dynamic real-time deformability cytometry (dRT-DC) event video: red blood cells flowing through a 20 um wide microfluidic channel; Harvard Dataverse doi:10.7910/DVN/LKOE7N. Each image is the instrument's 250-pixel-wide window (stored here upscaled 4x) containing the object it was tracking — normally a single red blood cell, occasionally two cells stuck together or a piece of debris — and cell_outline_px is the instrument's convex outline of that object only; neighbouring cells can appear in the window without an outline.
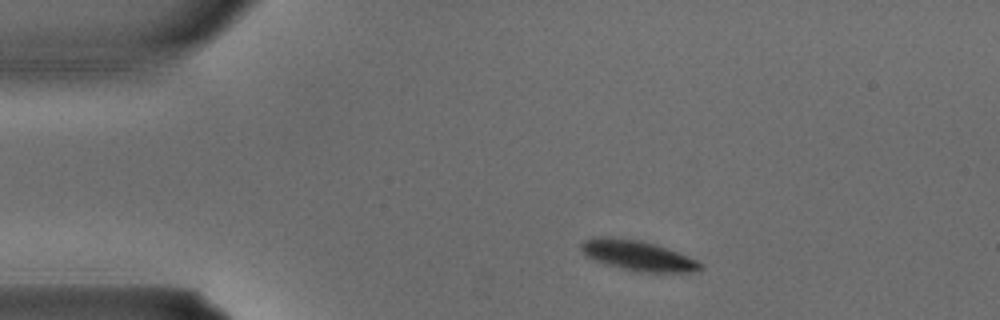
{"species": "common noctule bat (a hibernating species)", "species_latin": "Nyctalus noctula", "temperature_condition": "warm", "stored_images_in_passage": 2, "camera_frame_rate_fps": 3000, "um_per_image_px": 0.085, "animal": {"sex": "male", "body_mass_g": 15.6}, "frame": {"image": 1, "passage_image": 1, "time_ms": 0.0, "image_size_px": [1000, 320], "cell_outline_px": [[704, 268], [692, 272], [640, 272], [620, 268], [604, 264], [584, 256], [580, 252], [580, 244], [584, 240], [592, 236], [608, 236], [640, 240], [656, 244], [688, 256], [704, 264]], "centroid_in_image_um": [54.15, 21.71], "position_along_channel_um": 30.8, "area_um2": 21.39}}